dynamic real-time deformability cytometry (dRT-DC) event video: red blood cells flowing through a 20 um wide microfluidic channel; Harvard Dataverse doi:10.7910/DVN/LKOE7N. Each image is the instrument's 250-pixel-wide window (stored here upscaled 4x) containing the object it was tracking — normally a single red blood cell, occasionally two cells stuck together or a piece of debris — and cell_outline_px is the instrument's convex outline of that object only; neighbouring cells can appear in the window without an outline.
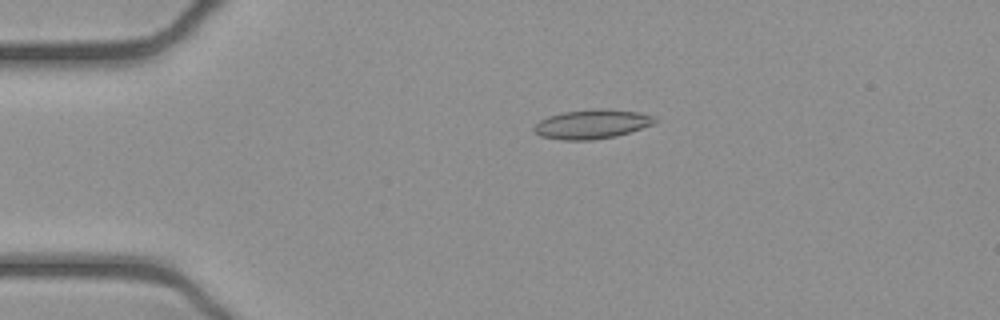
{"species": "common noctule bat (a hibernating species)", "species_latin": "Nyctalus noctula", "temperature_condition": "cold", "stored_images_in_passage": 52, "camera_frame_rate_fps": 3000, "um_per_image_px": 0.085, "animal": {"sex": "female", "body_mass_g": 21.9}, "frame": {"image": 1, "passage_image": 11, "time_ms": 3.333, "image_size_px": [1000, 320], "cell_outline_px": [[656, 120], [652, 124], [616, 136], [592, 140], [564, 140], [540, 136], [532, 128], [540, 120], [548, 116], [564, 112], [600, 108], [608, 108], [636, 112], [652, 116]], "centroid_in_image_um": [50.27, 10.55], "position_along_channel_um": 34.7, "area_um2": 20.29}}
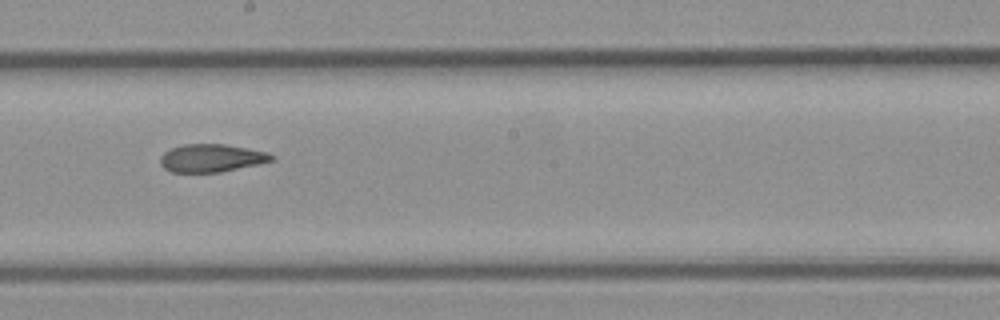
{"frame": {"image": 2, "passage_image": 29, "time_ms": 9.333, "image_size_px": [1000, 320], "cell_outline_px": [[276, 156], [272, 160], [256, 164], [220, 172], [172, 172], [164, 168], [160, 164], [160, 156], [164, 152], [172, 148], [184, 144], [224, 144], [268, 152]], "centroid_in_image_um": [17.95, 13.43], "position_along_channel_um": 230.3, "area_um2": 17.92}}
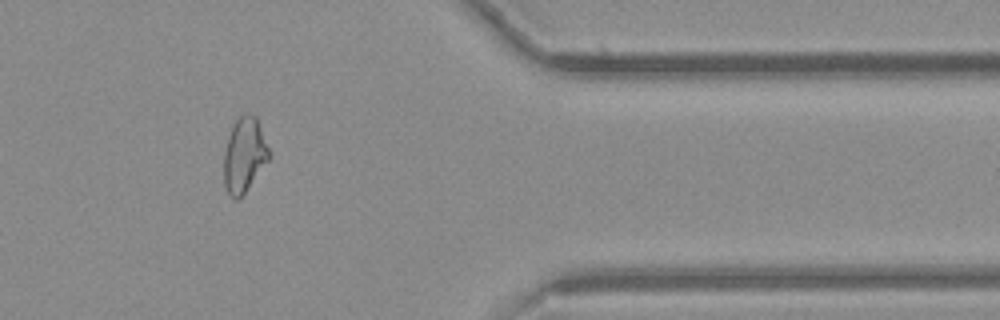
{"frame": {"image": 3, "passage_image": 43, "time_ms": 14.0, "image_size_px": [1000, 320], "cell_outline_px": [[272, 156], [244, 192], [236, 200], [228, 192], [224, 184], [224, 152], [228, 136], [236, 120], [244, 112], [256, 116]], "centroid_in_image_um": [20.78, 13.14], "position_along_channel_um": 390.6, "area_um2": 19.42}, "authors_computed_cell_mechanics": {"area_um2": 19.5364, "velocity_mm_per_s": 3.9237, "shape_relaxation_time_tau1_ms": null, "shape_relaxation_time_tau2_ms": 4.8809, "deformation_change_tau1": null, "deformation_change_tau2": 0.1199}}